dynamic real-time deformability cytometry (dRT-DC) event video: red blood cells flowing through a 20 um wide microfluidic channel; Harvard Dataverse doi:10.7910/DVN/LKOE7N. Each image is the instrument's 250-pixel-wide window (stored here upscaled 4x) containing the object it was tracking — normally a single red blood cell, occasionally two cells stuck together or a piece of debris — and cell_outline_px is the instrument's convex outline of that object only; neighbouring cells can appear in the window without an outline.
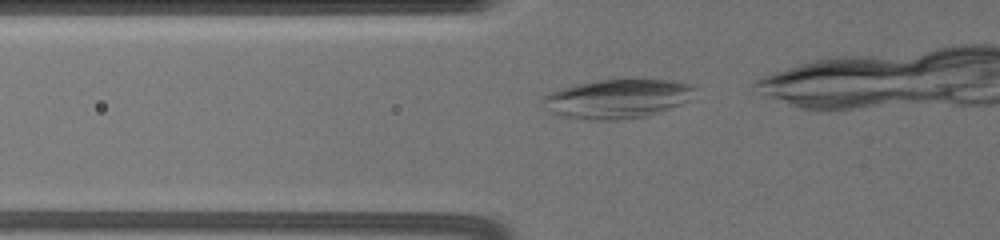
{"species": "common noctule bat (a hibernating species)", "species_latin": "Nyctalus noctula", "temperature_condition": "warm", "stored_images_in_passage": 29, "camera_frame_rate_fps": 3000, "um_per_image_px": 0.085, "animal": {"sex": "female", "body_mass_g": 19.5, "forearm_length_mm": 54.1}, "frame": {"image": 1, "passage_image": 2, "time_ms": 0.333, "image_size_px": [1000, 240], "cell_outline_px": [[696, 88], [688, 100], [680, 104], [644, 116], [616, 120], [588, 120], [560, 116], [552, 112], [540, 100], [540, 96], [548, 92], [560, 88], [592, 80], [672, 80], [692, 84]], "centroid_in_image_um": [52.4, 8.38], "position_along_channel_um": 73.4, "area_um2": 34.51}}
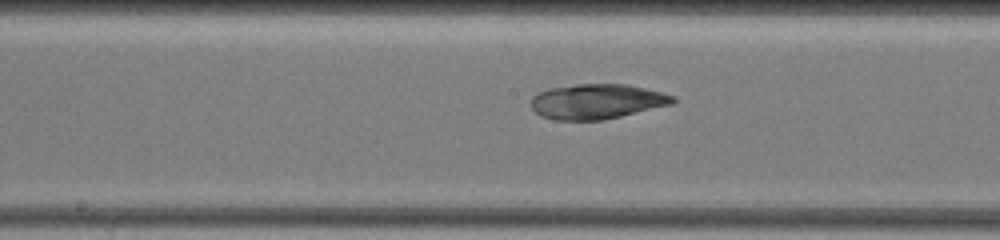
{"frame": {"image": 2, "passage_image": 12, "time_ms": 4.0, "image_size_px": [1000, 240], "cell_outline_px": [[676, 100], [672, 104], [620, 116], [600, 120], [556, 120], [540, 116], [532, 108], [532, 96], [548, 88], [576, 84], [628, 84], [676, 96]], "centroid_in_image_um": [50.72, 8.62], "position_along_channel_um": 197.5, "area_um2": 28.78}}
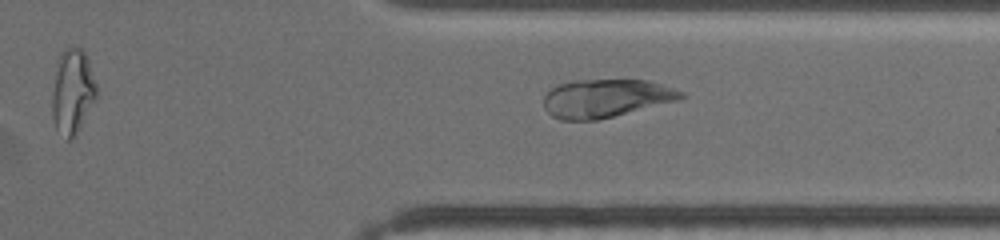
{"frame": {"image": 3, "passage_image": 24, "time_ms": 8.667, "image_size_px": [1000, 240], "cell_outline_px": [[688, 96], [676, 100], [596, 120], [560, 120], [552, 116], [544, 108], [544, 96], [552, 88], [560, 84], [572, 80], [648, 80], [684, 92]], "centroid_in_image_um": [51.46, 8.35], "position_along_channel_um": 359.9, "area_um2": 30.17}}